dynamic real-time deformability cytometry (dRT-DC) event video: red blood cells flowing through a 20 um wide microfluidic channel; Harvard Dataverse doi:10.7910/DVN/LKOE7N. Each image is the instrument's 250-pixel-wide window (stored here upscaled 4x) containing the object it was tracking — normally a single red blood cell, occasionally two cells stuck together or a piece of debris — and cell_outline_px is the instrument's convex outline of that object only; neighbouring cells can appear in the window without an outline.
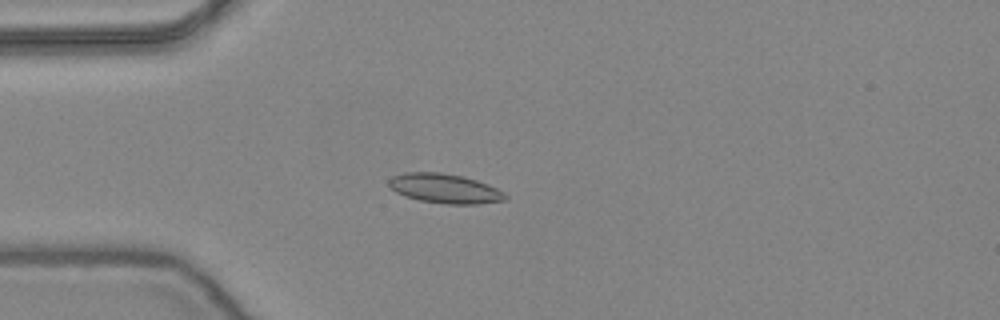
{"species": "common noctule bat (a hibernating species)", "species_latin": "Nyctalus noctula", "temperature_condition": "warm", "stored_images_in_passage": 40, "camera_frame_rate_fps": 3000, "um_per_image_px": 0.085, "animal": {"sex": "female", "body_mass_g": 24.6, "forearm_length_mm": 56.2}, "frame": {"image": 1, "passage_image": 1, "time_ms": 0.0, "image_size_px": [1000, 320], "cell_outline_px": [[508, 196], [504, 200], [476, 204], [444, 204], [420, 200], [404, 196], [396, 192], [388, 184], [388, 180], [392, 176], [404, 172], [440, 172], [464, 176], [488, 184], [504, 192]], "centroid_in_image_um": [37.79, 16.01], "position_along_channel_um": 47.2, "area_um2": 20.06}}
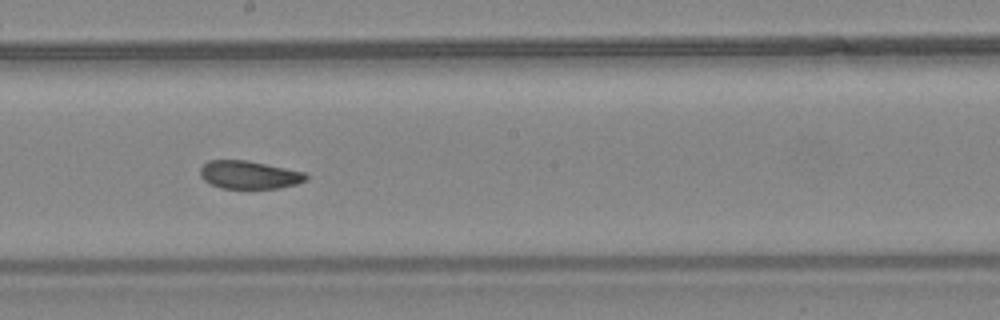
{"frame": {"image": 2, "passage_image": 16, "time_ms": 5.0, "image_size_px": [1000, 320], "cell_outline_px": [[308, 180], [296, 184], [280, 188], [220, 188], [208, 184], [200, 176], [200, 168], [208, 160], [248, 160], [304, 172], [308, 176]], "centroid_in_image_um": [21.16, 14.86], "position_along_channel_um": 227.0, "area_um2": 17.4}}
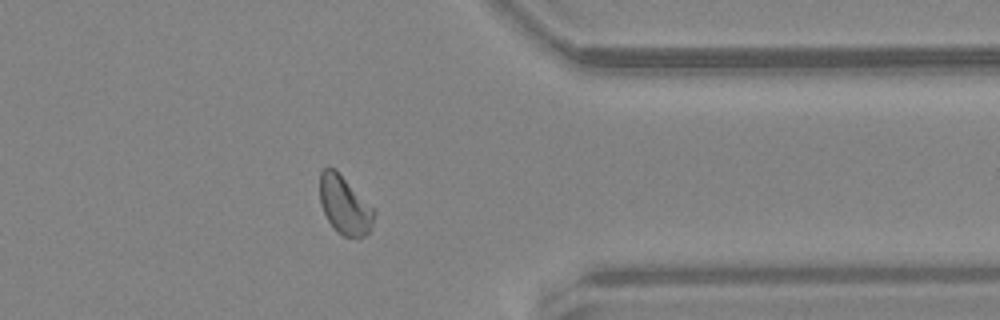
{"frame": {"image": 3, "passage_image": 29, "time_ms": 9.333, "image_size_px": [1000, 320], "cell_outline_px": [[376, 212], [372, 224], [368, 232], [360, 240], [344, 236], [328, 220], [320, 204], [320, 172], [328, 164]], "centroid_in_image_um": [29.27, 17.48], "position_along_channel_um": 382.1, "area_um2": 17.74}, "authors_computed_cell_mechanics": {"area_um2": 18.4382, "velocity_mm_per_s": 3.8696, "shape_relaxation_time_tau1_ms": 3.3568, "shape_relaxation_time_tau2_ms": 1.7701, "deformation_change_tau1": 0.1076, "deformation_change_tau2": 0.0721}}